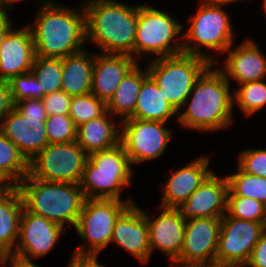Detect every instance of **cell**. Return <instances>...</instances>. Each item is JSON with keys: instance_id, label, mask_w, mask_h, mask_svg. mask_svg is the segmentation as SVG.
Instances as JSON below:
<instances>
[{"instance_id": "cell-1", "label": "cell", "mask_w": 266, "mask_h": 267, "mask_svg": "<svg viewBox=\"0 0 266 267\" xmlns=\"http://www.w3.org/2000/svg\"><path fill=\"white\" fill-rule=\"evenodd\" d=\"M79 12L59 6L52 0L44 1L35 24L29 25L35 54L44 58H64L82 51L83 44L87 42L83 5H80Z\"/></svg>"}, {"instance_id": "cell-2", "label": "cell", "mask_w": 266, "mask_h": 267, "mask_svg": "<svg viewBox=\"0 0 266 267\" xmlns=\"http://www.w3.org/2000/svg\"><path fill=\"white\" fill-rule=\"evenodd\" d=\"M86 40L95 42L105 54L134 57L138 5L116 0H90L83 4Z\"/></svg>"}, {"instance_id": "cell-3", "label": "cell", "mask_w": 266, "mask_h": 267, "mask_svg": "<svg viewBox=\"0 0 266 267\" xmlns=\"http://www.w3.org/2000/svg\"><path fill=\"white\" fill-rule=\"evenodd\" d=\"M211 67L213 65L194 83L182 106L187 107L186 111L178 112V121L184 127L205 132L226 129L231 124L234 102L230 84L221 69L212 70ZM187 100H191L190 103Z\"/></svg>"}, {"instance_id": "cell-4", "label": "cell", "mask_w": 266, "mask_h": 267, "mask_svg": "<svg viewBox=\"0 0 266 267\" xmlns=\"http://www.w3.org/2000/svg\"><path fill=\"white\" fill-rule=\"evenodd\" d=\"M16 187L27 211L62 227L67 221L75 228L85 200L80 184L44 181L28 174Z\"/></svg>"}, {"instance_id": "cell-5", "label": "cell", "mask_w": 266, "mask_h": 267, "mask_svg": "<svg viewBox=\"0 0 266 267\" xmlns=\"http://www.w3.org/2000/svg\"><path fill=\"white\" fill-rule=\"evenodd\" d=\"M126 150L119 143L113 148L93 152L85 163L80 188L85 199H117L121 188L131 183L133 171Z\"/></svg>"}, {"instance_id": "cell-6", "label": "cell", "mask_w": 266, "mask_h": 267, "mask_svg": "<svg viewBox=\"0 0 266 267\" xmlns=\"http://www.w3.org/2000/svg\"><path fill=\"white\" fill-rule=\"evenodd\" d=\"M197 13L190 16V27L186 30L183 40V53L206 59L215 63L212 55L205 54L201 47L211 51L226 52L234 44V35L229 15L211 0H201ZM195 42V43H194Z\"/></svg>"}, {"instance_id": "cell-7", "label": "cell", "mask_w": 266, "mask_h": 267, "mask_svg": "<svg viewBox=\"0 0 266 267\" xmlns=\"http://www.w3.org/2000/svg\"><path fill=\"white\" fill-rule=\"evenodd\" d=\"M210 65L212 64L204 58L180 53L173 56L154 57L149 61L147 71L164 98L180 112L194 83Z\"/></svg>"}, {"instance_id": "cell-8", "label": "cell", "mask_w": 266, "mask_h": 267, "mask_svg": "<svg viewBox=\"0 0 266 267\" xmlns=\"http://www.w3.org/2000/svg\"><path fill=\"white\" fill-rule=\"evenodd\" d=\"M131 204H134L132 200L85 199L75 226L85 243L78 246L72 257L97 258V254L111 242L116 220Z\"/></svg>"}, {"instance_id": "cell-9", "label": "cell", "mask_w": 266, "mask_h": 267, "mask_svg": "<svg viewBox=\"0 0 266 267\" xmlns=\"http://www.w3.org/2000/svg\"><path fill=\"white\" fill-rule=\"evenodd\" d=\"M46 119L42 99H25L15 103L3 118L0 132L18 147L29 162L49 144Z\"/></svg>"}, {"instance_id": "cell-10", "label": "cell", "mask_w": 266, "mask_h": 267, "mask_svg": "<svg viewBox=\"0 0 266 267\" xmlns=\"http://www.w3.org/2000/svg\"><path fill=\"white\" fill-rule=\"evenodd\" d=\"M183 25L150 5H138V19L134 47L135 59L148 53L158 57L183 53V42L172 45L183 29Z\"/></svg>"}, {"instance_id": "cell-11", "label": "cell", "mask_w": 266, "mask_h": 267, "mask_svg": "<svg viewBox=\"0 0 266 267\" xmlns=\"http://www.w3.org/2000/svg\"><path fill=\"white\" fill-rule=\"evenodd\" d=\"M87 159L76 140L48 144L29 161V174L44 181L80 184Z\"/></svg>"}, {"instance_id": "cell-12", "label": "cell", "mask_w": 266, "mask_h": 267, "mask_svg": "<svg viewBox=\"0 0 266 267\" xmlns=\"http://www.w3.org/2000/svg\"><path fill=\"white\" fill-rule=\"evenodd\" d=\"M120 143L131 164L160 157L171 139V130L166 123L152 120L127 118L121 120Z\"/></svg>"}, {"instance_id": "cell-13", "label": "cell", "mask_w": 266, "mask_h": 267, "mask_svg": "<svg viewBox=\"0 0 266 267\" xmlns=\"http://www.w3.org/2000/svg\"><path fill=\"white\" fill-rule=\"evenodd\" d=\"M265 222H253L230 217L221 218L216 261L246 265L259 241Z\"/></svg>"}, {"instance_id": "cell-14", "label": "cell", "mask_w": 266, "mask_h": 267, "mask_svg": "<svg viewBox=\"0 0 266 267\" xmlns=\"http://www.w3.org/2000/svg\"><path fill=\"white\" fill-rule=\"evenodd\" d=\"M221 218H191L185 222L184 241L180 256L174 263L177 267H192L196 264L215 261L218 248Z\"/></svg>"}, {"instance_id": "cell-15", "label": "cell", "mask_w": 266, "mask_h": 267, "mask_svg": "<svg viewBox=\"0 0 266 267\" xmlns=\"http://www.w3.org/2000/svg\"><path fill=\"white\" fill-rule=\"evenodd\" d=\"M62 230V226L23 208L18 241L11 256L24 262H32L31 257L46 255L55 246Z\"/></svg>"}, {"instance_id": "cell-16", "label": "cell", "mask_w": 266, "mask_h": 267, "mask_svg": "<svg viewBox=\"0 0 266 267\" xmlns=\"http://www.w3.org/2000/svg\"><path fill=\"white\" fill-rule=\"evenodd\" d=\"M227 178H218L212 172L202 184L176 207L185 219L214 217L222 218L227 212Z\"/></svg>"}, {"instance_id": "cell-17", "label": "cell", "mask_w": 266, "mask_h": 267, "mask_svg": "<svg viewBox=\"0 0 266 267\" xmlns=\"http://www.w3.org/2000/svg\"><path fill=\"white\" fill-rule=\"evenodd\" d=\"M111 242L120 245L140 262L151 256L149 230L144 211L131 204L116 220Z\"/></svg>"}, {"instance_id": "cell-18", "label": "cell", "mask_w": 266, "mask_h": 267, "mask_svg": "<svg viewBox=\"0 0 266 267\" xmlns=\"http://www.w3.org/2000/svg\"><path fill=\"white\" fill-rule=\"evenodd\" d=\"M35 55L30 27L11 28L0 47V80L9 82L14 76L30 72Z\"/></svg>"}, {"instance_id": "cell-19", "label": "cell", "mask_w": 266, "mask_h": 267, "mask_svg": "<svg viewBox=\"0 0 266 267\" xmlns=\"http://www.w3.org/2000/svg\"><path fill=\"white\" fill-rule=\"evenodd\" d=\"M161 209V214L155 220L144 212L149 230L150 250L151 253L155 248L163 251L173 263L182 251L186 220L177 208L160 206Z\"/></svg>"}, {"instance_id": "cell-20", "label": "cell", "mask_w": 266, "mask_h": 267, "mask_svg": "<svg viewBox=\"0 0 266 267\" xmlns=\"http://www.w3.org/2000/svg\"><path fill=\"white\" fill-rule=\"evenodd\" d=\"M137 63L138 60L126 54H96L91 93L107 103L124 76Z\"/></svg>"}, {"instance_id": "cell-21", "label": "cell", "mask_w": 266, "mask_h": 267, "mask_svg": "<svg viewBox=\"0 0 266 267\" xmlns=\"http://www.w3.org/2000/svg\"><path fill=\"white\" fill-rule=\"evenodd\" d=\"M231 46L225 53V66L221 72L226 80H236L240 85L248 82L263 80L266 76V57L261 53L258 45L246 39L232 51Z\"/></svg>"}, {"instance_id": "cell-22", "label": "cell", "mask_w": 266, "mask_h": 267, "mask_svg": "<svg viewBox=\"0 0 266 267\" xmlns=\"http://www.w3.org/2000/svg\"><path fill=\"white\" fill-rule=\"evenodd\" d=\"M209 157H199L180 168L167 179L161 206L178 207L213 172L209 170Z\"/></svg>"}, {"instance_id": "cell-23", "label": "cell", "mask_w": 266, "mask_h": 267, "mask_svg": "<svg viewBox=\"0 0 266 267\" xmlns=\"http://www.w3.org/2000/svg\"><path fill=\"white\" fill-rule=\"evenodd\" d=\"M111 117L106 111L102 116L77 126L76 141L87 155L113 148L120 143L121 129H117Z\"/></svg>"}, {"instance_id": "cell-24", "label": "cell", "mask_w": 266, "mask_h": 267, "mask_svg": "<svg viewBox=\"0 0 266 267\" xmlns=\"http://www.w3.org/2000/svg\"><path fill=\"white\" fill-rule=\"evenodd\" d=\"M95 53L88 54L85 49L62 59L61 90L69 96H82L91 93L92 71Z\"/></svg>"}, {"instance_id": "cell-25", "label": "cell", "mask_w": 266, "mask_h": 267, "mask_svg": "<svg viewBox=\"0 0 266 267\" xmlns=\"http://www.w3.org/2000/svg\"><path fill=\"white\" fill-rule=\"evenodd\" d=\"M178 111L164 98L153 78L147 74L143 78L134 114L130 118L167 123Z\"/></svg>"}, {"instance_id": "cell-26", "label": "cell", "mask_w": 266, "mask_h": 267, "mask_svg": "<svg viewBox=\"0 0 266 267\" xmlns=\"http://www.w3.org/2000/svg\"><path fill=\"white\" fill-rule=\"evenodd\" d=\"M23 208V201L16 186L0 194V250L9 254L14 251L18 241Z\"/></svg>"}, {"instance_id": "cell-27", "label": "cell", "mask_w": 266, "mask_h": 267, "mask_svg": "<svg viewBox=\"0 0 266 267\" xmlns=\"http://www.w3.org/2000/svg\"><path fill=\"white\" fill-rule=\"evenodd\" d=\"M144 72L137 63L124 76L114 95L106 103L108 113L112 116H123L121 120L130 118L134 114L143 78L148 74L147 69Z\"/></svg>"}, {"instance_id": "cell-28", "label": "cell", "mask_w": 266, "mask_h": 267, "mask_svg": "<svg viewBox=\"0 0 266 267\" xmlns=\"http://www.w3.org/2000/svg\"><path fill=\"white\" fill-rule=\"evenodd\" d=\"M0 172L17 186L29 174V162L18 147L0 132Z\"/></svg>"}, {"instance_id": "cell-29", "label": "cell", "mask_w": 266, "mask_h": 267, "mask_svg": "<svg viewBox=\"0 0 266 267\" xmlns=\"http://www.w3.org/2000/svg\"><path fill=\"white\" fill-rule=\"evenodd\" d=\"M227 196H240L256 199L266 205V178L244 172L238 166V172L226 176Z\"/></svg>"}, {"instance_id": "cell-30", "label": "cell", "mask_w": 266, "mask_h": 267, "mask_svg": "<svg viewBox=\"0 0 266 267\" xmlns=\"http://www.w3.org/2000/svg\"><path fill=\"white\" fill-rule=\"evenodd\" d=\"M31 71L36 76L44 96L61 91L62 59L44 58L35 55Z\"/></svg>"}, {"instance_id": "cell-31", "label": "cell", "mask_w": 266, "mask_h": 267, "mask_svg": "<svg viewBox=\"0 0 266 267\" xmlns=\"http://www.w3.org/2000/svg\"><path fill=\"white\" fill-rule=\"evenodd\" d=\"M234 92L233 102L246 116L253 115L266 105V83L263 80L248 82L240 85Z\"/></svg>"}, {"instance_id": "cell-32", "label": "cell", "mask_w": 266, "mask_h": 267, "mask_svg": "<svg viewBox=\"0 0 266 267\" xmlns=\"http://www.w3.org/2000/svg\"><path fill=\"white\" fill-rule=\"evenodd\" d=\"M107 111L106 102L90 93L71 99L69 116L76 126L102 116Z\"/></svg>"}, {"instance_id": "cell-33", "label": "cell", "mask_w": 266, "mask_h": 267, "mask_svg": "<svg viewBox=\"0 0 266 267\" xmlns=\"http://www.w3.org/2000/svg\"><path fill=\"white\" fill-rule=\"evenodd\" d=\"M230 217L253 222H265L266 205L256 199L227 196V212Z\"/></svg>"}, {"instance_id": "cell-34", "label": "cell", "mask_w": 266, "mask_h": 267, "mask_svg": "<svg viewBox=\"0 0 266 267\" xmlns=\"http://www.w3.org/2000/svg\"><path fill=\"white\" fill-rule=\"evenodd\" d=\"M45 127L49 144L73 142L77 138V126L69 115L47 116Z\"/></svg>"}, {"instance_id": "cell-35", "label": "cell", "mask_w": 266, "mask_h": 267, "mask_svg": "<svg viewBox=\"0 0 266 267\" xmlns=\"http://www.w3.org/2000/svg\"><path fill=\"white\" fill-rule=\"evenodd\" d=\"M8 83L14 104L25 99L44 97V92L40 91L39 82L32 71L14 76Z\"/></svg>"}, {"instance_id": "cell-36", "label": "cell", "mask_w": 266, "mask_h": 267, "mask_svg": "<svg viewBox=\"0 0 266 267\" xmlns=\"http://www.w3.org/2000/svg\"><path fill=\"white\" fill-rule=\"evenodd\" d=\"M238 166L246 173L266 178V150L248 149L238 157Z\"/></svg>"}, {"instance_id": "cell-37", "label": "cell", "mask_w": 266, "mask_h": 267, "mask_svg": "<svg viewBox=\"0 0 266 267\" xmlns=\"http://www.w3.org/2000/svg\"><path fill=\"white\" fill-rule=\"evenodd\" d=\"M72 97L64 91L54 92L42 98L47 116L69 115Z\"/></svg>"}, {"instance_id": "cell-38", "label": "cell", "mask_w": 266, "mask_h": 267, "mask_svg": "<svg viewBox=\"0 0 266 267\" xmlns=\"http://www.w3.org/2000/svg\"><path fill=\"white\" fill-rule=\"evenodd\" d=\"M246 267H266V228L263 229L261 237L249 258Z\"/></svg>"}, {"instance_id": "cell-39", "label": "cell", "mask_w": 266, "mask_h": 267, "mask_svg": "<svg viewBox=\"0 0 266 267\" xmlns=\"http://www.w3.org/2000/svg\"><path fill=\"white\" fill-rule=\"evenodd\" d=\"M14 108V103L7 81L0 80V124L3 118Z\"/></svg>"}, {"instance_id": "cell-40", "label": "cell", "mask_w": 266, "mask_h": 267, "mask_svg": "<svg viewBox=\"0 0 266 267\" xmlns=\"http://www.w3.org/2000/svg\"><path fill=\"white\" fill-rule=\"evenodd\" d=\"M8 10H1L0 9V47L1 44L5 38V36L7 35V33L9 32V30L12 28L13 26V22H11L10 18L8 17Z\"/></svg>"}, {"instance_id": "cell-41", "label": "cell", "mask_w": 266, "mask_h": 267, "mask_svg": "<svg viewBox=\"0 0 266 267\" xmlns=\"http://www.w3.org/2000/svg\"><path fill=\"white\" fill-rule=\"evenodd\" d=\"M69 267H104V265H100L97 258L72 257Z\"/></svg>"}, {"instance_id": "cell-42", "label": "cell", "mask_w": 266, "mask_h": 267, "mask_svg": "<svg viewBox=\"0 0 266 267\" xmlns=\"http://www.w3.org/2000/svg\"><path fill=\"white\" fill-rule=\"evenodd\" d=\"M192 267H246V266L237 263L220 262L215 260L211 262L196 264Z\"/></svg>"}, {"instance_id": "cell-43", "label": "cell", "mask_w": 266, "mask_h": 267, "mask_svg": "<svg viewBox=\"0 0 266 267\" xmlns=\"http://www.w3.org/2000/svg\"><path fill=\"white\" fill-rule=\"evenodd\" d=\"M10 267H39L38 265L34 264L33 262H24L14 257L10 258L9 262Z\"/></svg>"}, {"instance_id": "cell-44", "label": "cell", "mask_w": 266, "mask_h": 267, "mask_svg": "<svg viewBox=\"0 0 266 267\" xmlns=\"http://www.w3.org/2000/svg\"><path fill=\"white\" fill-rule=\"evenodd\" d=\"M14 185L0 172V194L9 191Z\"/></svg>"}, {"instance_id": "cell-45", "label": "cell", "mask_w": 266, "mask_h": 267, "mask_svg": "<svg viewBox=\"0 0 266 267\" xmlns=\"http://www.w3.org/2000/svg\"><path fill=\"white\" fill-rule=\"evenodd\" d=\"M17 1H22V0H0V9L1 10H13L12 6H14V3H17ZM6 7V8H5Z\"/></svg>"}, {"instance_id": "cell-46", "label": "cell", "mask_w": 266, "mask_h": 267, "mask_svg": "<svg viewBox=\"0 0 266 267\" xmlns=\"http://www.w3.org/2000/svg\"><path fill=\"white\" fill-rule=\"evenodd\" d=\"M11 257V254L0 250V267H2V265H5L7 262H10Z\"/></svg>"}, {"instance_id": "cell-47", "label": "cell", "mask_w": 266, "mask_h": 267, "mask_svg": "<svg viewBox=\"0 0 266 267\" xmlns=\"http://www.w3.org/2000/svg\"><path fill=\"white\" fill-rule=\"evenodd\" d=\"M211 1L220 4L221 6H224L226 4H230L231 2H235L236 0H211Z\"/></svg>"}, {"instance_id": "cell-48", "label": "cell", "mask_w": 266, "mask_h": 267, "mask_svg": "<svg viewBox=\"0 0 266 267\" xmlns=\"http://www.w3.org/2000/svg\"><path fill=\"white\" fill-rule=\"evenodd\" d=\"M263 2H264V3H263V5H262V6H263L262 8L264 9L265 14H266V0H264Z\"/></svg>"}]
</instances>
